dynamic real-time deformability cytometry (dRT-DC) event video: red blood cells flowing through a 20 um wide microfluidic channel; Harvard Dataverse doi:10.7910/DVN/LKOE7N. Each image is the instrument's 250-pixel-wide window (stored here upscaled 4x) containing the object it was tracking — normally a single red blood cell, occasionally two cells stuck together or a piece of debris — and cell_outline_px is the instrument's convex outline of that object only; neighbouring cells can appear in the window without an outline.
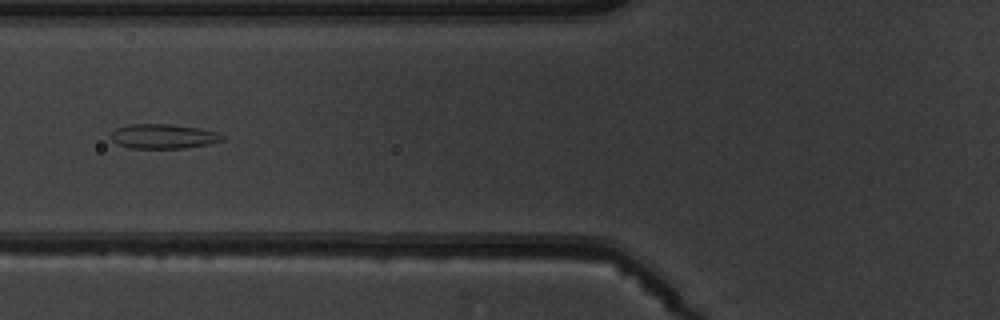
{"species": "common noctule bat (a hibernating species)", "species_latin": "Nyctalus noctula", "temperature_condition": "warm", "stored_images_in_passage": 7, "camera_frame_rate_fps": 3000, "um_per_image_px": 0.085, "animal": {"sex": "male", "body_mass_g": 19.5, "forearm_length_mm": 54.6}, "frame": {"image": 1, "passage_image": 7, "time_ms": 7.0, "image_size_px": [1000, 320], "cell_outline_px": [[224, 140], [208, 144], [184, 148], [132, 148], [116, 144], [112, 140], [112, 132], [116, 128], [128, 124], [172, 124], [200, 128], [216, 132], [224, 136]], "centroid_in_image_um": [13.88, 11.58], "position_along_channel_um": 111.9, "area_um2": 15.95}}